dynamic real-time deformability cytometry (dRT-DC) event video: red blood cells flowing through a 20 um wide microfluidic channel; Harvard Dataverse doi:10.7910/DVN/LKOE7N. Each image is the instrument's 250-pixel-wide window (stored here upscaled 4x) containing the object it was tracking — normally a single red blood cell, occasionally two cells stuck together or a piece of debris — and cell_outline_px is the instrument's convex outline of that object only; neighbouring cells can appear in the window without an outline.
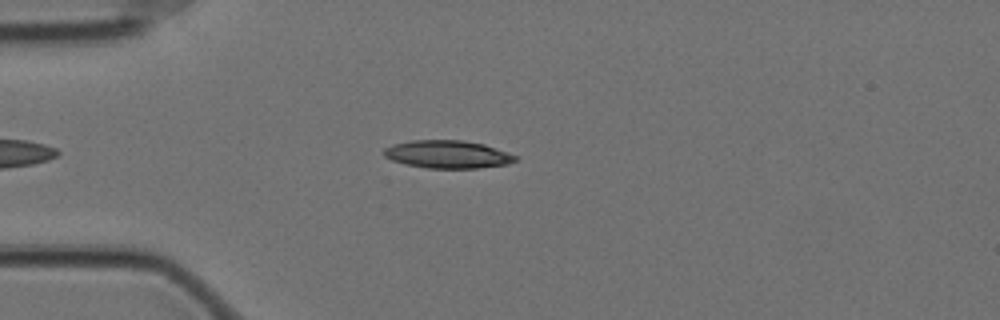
{"species": "Egyptian fruit bat (a non-hibernating species)", "species_latin": "Rousettus aegyptiacus", "temperature_condition": "cold", "stored_images_in_passage": 48, "camera_frame_rate_fps": 3000, "um_per_image_px": 0.085, "animal": {"sex": "female"}, "frame": {"image": 1, "passage_image": 9, "time_ms": 2.667, "image_size_px": [1000, 320], "cell_outline_px": [[520, 156], [516, 160], [508, 164], [476, 168], [428, 168], [404, 164], [392, 160], [384, 156], [384, 148], [392, 144], [412, 140], [464, 140], [484, 144]], "centroid_in_image_um": [38.06, 13.11], "position_along_channel_um": 46.9, "area_um2": 21.44}}
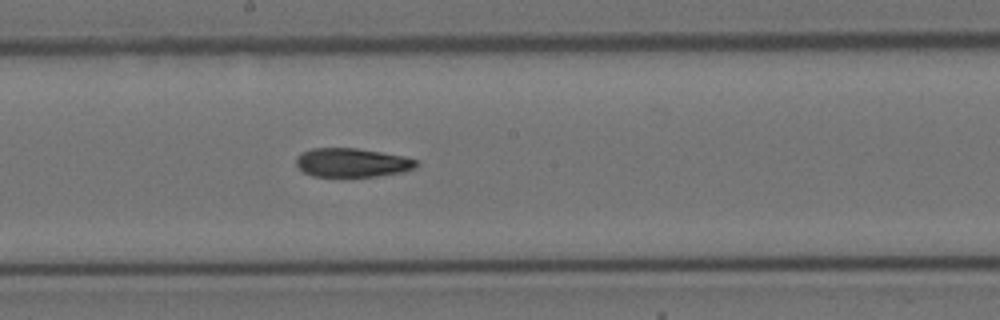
{"frame": {"image": 2, "passage_image": 25, "time_ms": 8.0, "image_size_px": [1000, 320], "cell_outline_px": [[420, 164], [416, 168], [404, 172], [376, 176], [312, 176], [304, 172], [296, 164], [296, 156], [312, 148], [356, 148], [404, 156], [420, 160]], "centroid_in_image_um": [29.99, 13.82], "position_along_channel_um": 218.2, "area_um2": 20.29}}
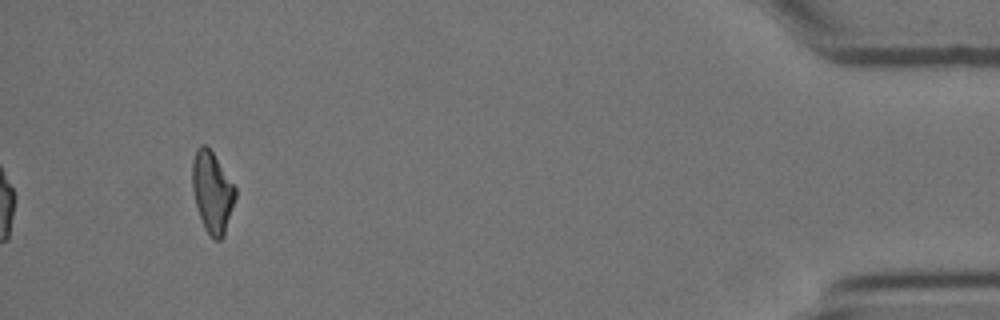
{"frame": {"image": 3, "passage_image": 48, "time_ms": 15.667, "image_size_px": [1000, 320], "cell_outline_px": [[236, 196], [224, 236], [220, 240], [216, 240], [204, 228], [196, 204], [192, 188], [192, 160], [196, 148], [200, 144], [204, 144], [212, 152], [236, 188]], "centroid_in_image_um": [18.03, 16.31], "position_along_channel_um": 417.2, "area_um2": 20.11}, "authors_computed_cell_mechanics": {"area_um2": 20.9525, "velocity_mm_per_s": 3.513, "shape_relaxation_time_tau1_ms": 6.8099, "shape_relaxation_time_tau2_ms": 5.015, "deformation_change_tau1": 0.1953, "deformation_change_tau2": 0.1307}}